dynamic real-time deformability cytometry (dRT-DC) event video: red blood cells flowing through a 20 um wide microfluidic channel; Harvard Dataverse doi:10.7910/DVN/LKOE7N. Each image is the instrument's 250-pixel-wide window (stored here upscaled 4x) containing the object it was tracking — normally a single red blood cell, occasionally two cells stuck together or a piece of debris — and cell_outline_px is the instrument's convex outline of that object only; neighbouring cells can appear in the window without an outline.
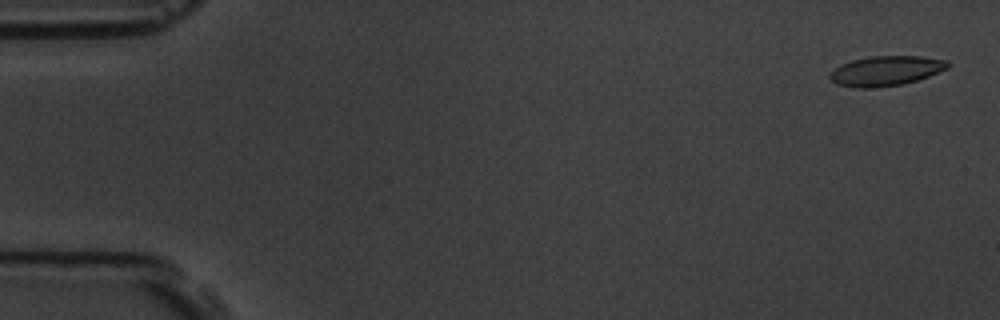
{"species": "common noctule bat (a hibernating species)", "species_latin": "Nyctalus noctula", "temperature_condition": "room temperature", "stored_images_in_passage": 6, "camera_frame_rate_fps": 3000, "um_per_image_px": 0.085, "animal": {"sex": "male", "body_mass_g": 19.5, "forearm_length_mm": 54.6}, "frame": {"image": 1, "passage_image": 1, "time_ms": 0.0, "image_size_px": [1000, 320], "cell_outline_px": [[948, 68], [928, 76], [904, 84], [864, 88], [856, 88], [836, 84], [828, 76], [840, 64], [852, 60], [868, 56], [920, 56], [948, 60]], "centroid_in_image_um": [75.29, 6.01], "position_along_channel_um": 9.7, "area_um2": 20.35}}